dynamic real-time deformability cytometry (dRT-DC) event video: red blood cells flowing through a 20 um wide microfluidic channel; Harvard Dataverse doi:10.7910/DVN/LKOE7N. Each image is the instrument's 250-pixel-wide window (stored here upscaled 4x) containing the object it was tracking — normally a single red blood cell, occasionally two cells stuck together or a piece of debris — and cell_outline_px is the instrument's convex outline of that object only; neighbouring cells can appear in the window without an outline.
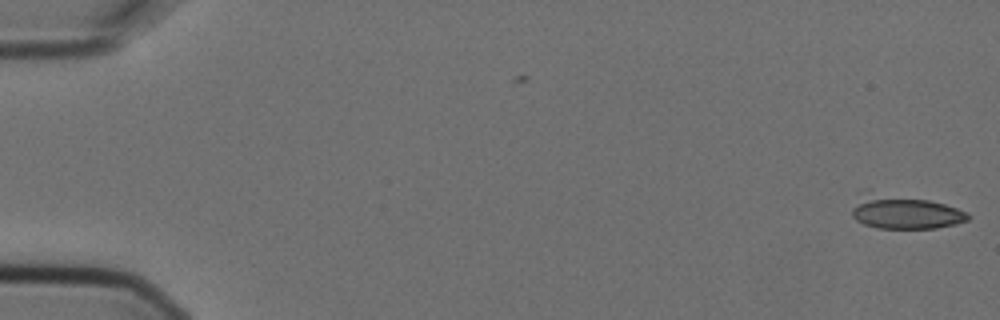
{"species": "Egyptian fruit bat (a non-hibernating species)", "species_latin": "Rousettus aegyptiacus", "temperature_condition": "cold", "stored_images_in_passage": 2, "camera_frame_rate_fps": 3000, "um_per_image_px": 0.085, "animal": {"sex": "female"}, "frame": {"image": 1, "passage_image": 2, "time_ms": 0.333, "image_size_px": [1000, 320], "cell_outline_px": [[972, 216], [968, 220], [956, 224], [936, 228], [876, 228], [864, 224], [856, 220], [852, 216], [852, 208], [868, 188], [928, 200], [944, 204], [968, 212]], "centroid_in_image_um": [76.87, 17.99], "position_along_channel_um": 8.1, "area_um2": 23.18}}